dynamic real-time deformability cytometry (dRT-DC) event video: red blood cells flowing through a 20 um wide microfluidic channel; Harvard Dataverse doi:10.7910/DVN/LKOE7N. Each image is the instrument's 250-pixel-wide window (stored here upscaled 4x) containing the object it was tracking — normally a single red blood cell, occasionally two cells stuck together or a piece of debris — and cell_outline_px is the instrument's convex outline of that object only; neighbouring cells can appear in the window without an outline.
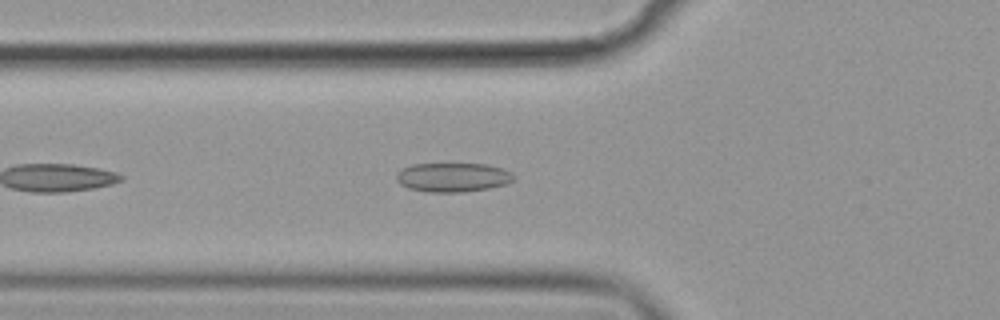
{"species": "common noctule bat (a hibernating species)", "species_latin": "Nyctalus noctula", "temperature_condition": "cold", "stored_images_in_passage": 42, "camera_frame_rate_fps": 3000, "um_per_image_px": 0.085, "animal": {"sex": "female", "body_mass_g": 19.9}, "frame": {"image": 1, "passage_image": 6, "time_ms": 1.667, "image_size_px": [1000, 320], "cell_outline_px": [[516, 176], [512, 180], [504, 184], [488, 188], [464, 192], [428, 192], [408, 188], [400, 184], [396, 180], [396, 172], [412, 164], [488, 164], [512, 172]], "centroid_in_image_um": [38.47, 15.07], "position_along_channel_um": 87.3, "area_um2": 19.88}}
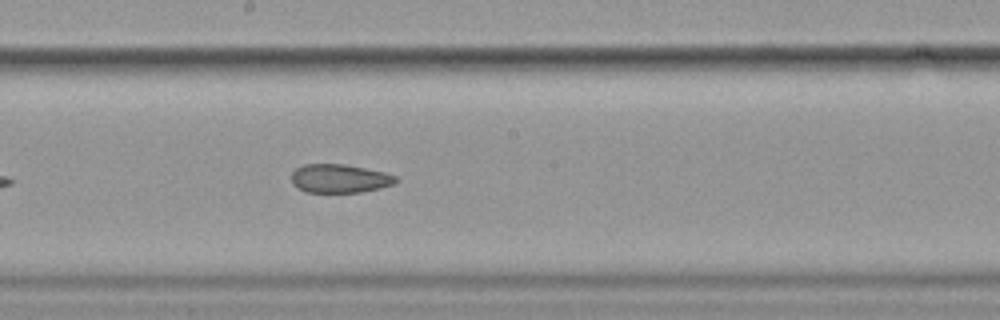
{"frame": {"image": 2, "passage_image": 17, "time_ms": 5.333, "image_size_px": [1000, 320], "cell_outline_px": [[400, 180], [392, 184], [380, 188], [360, 192], [304, 192], [292, 184], [292, 172], [296, 168], [304, 164], [344, 164], [384, 172], [396, 176]], "centroid_in_image_um": [28.85, 15.17], "position_along_channel_um": 219.3, "area_um2": 17.4}}
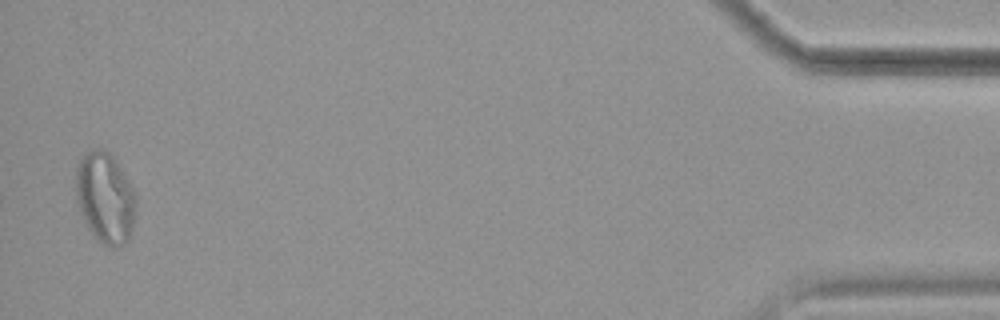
{"frame": {"image": 3, "passage_image": 41, "time_ms": 13.333, "image_size_px": [1000, 320], "cell_outline_px": [[136, 212], [132, 228], [128, 240], [124, 244], [116, 248], [108, 248], [96, 240], [88, 228], [80, 212], [76, 196], [76, 168], [80, 156], [96, 148], [104, 148], [112, 156], [136, 192]], "centroid_in_image_um": [8.94, 16.84], "position_along_channel_um": 426.3, "area_um2": 32.19}}